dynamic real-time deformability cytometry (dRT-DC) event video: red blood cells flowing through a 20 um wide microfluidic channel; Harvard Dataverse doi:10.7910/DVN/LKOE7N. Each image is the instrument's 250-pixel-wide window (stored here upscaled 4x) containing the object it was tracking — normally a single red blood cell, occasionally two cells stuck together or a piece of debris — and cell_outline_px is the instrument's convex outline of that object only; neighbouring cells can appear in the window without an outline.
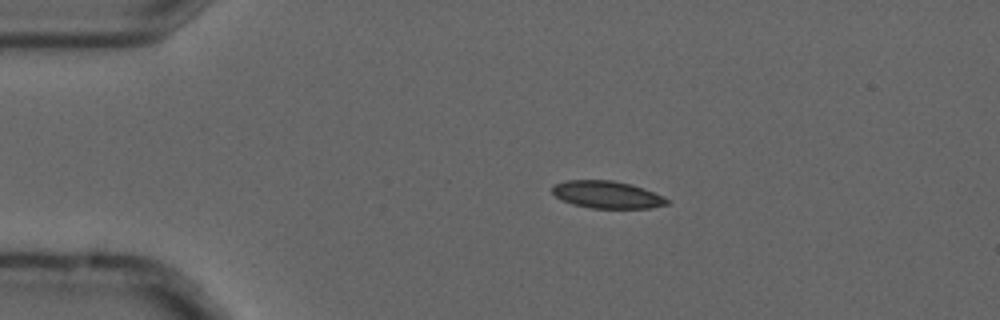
{"species": "common noctule bat (a hibernating species)", "species_latin": "Nyctalus noctula", "temperature_condition": "cold", "stored_images_in_passage": 5, "camera_frame_rate_fps": 3000, "um_per_image_px": 0.085, "animal": {"sex": "male", "forearm_length_mm": 52.5}, "frame": {"image": 1, "passage_image": 3, "time_ms": 0.667, "image_size_px": [1000, 320], "cell_outline_px": [[668, 204], [648, 208], [592, 208], [572, 204], [556, 196], [552, 192], [552, 188], [556, 184], [564, 180], [612, 180], [632, 184], [644, 188], [664, 196], [668, 200]], "centroid_in_image_um": [51.61, 16.54], "position_along_channel_um": 33.4, "area_um2": 18.21}}
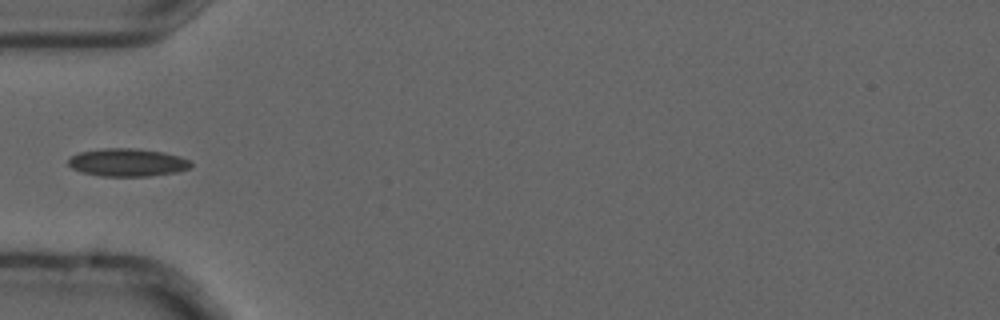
{"frame": {"image": 2, "passage_image": 5, "time_ms": 1.333, "image_size_px": [1000, 320], "cell_outline_px": [[192, 164], [188, 168], [176, 172], [148, 176], [100, 176], [80, 172], [72, 168], [68, 164], [68, 160], [72, 156], [80, 152], [104, 148], [136, 148], [164, 152], [180, 156], [192, 160]], "centroid_in_image_um": [10.84, 13.8], "position_along_channel_um": 74.2, "area_um2": 20.0}}